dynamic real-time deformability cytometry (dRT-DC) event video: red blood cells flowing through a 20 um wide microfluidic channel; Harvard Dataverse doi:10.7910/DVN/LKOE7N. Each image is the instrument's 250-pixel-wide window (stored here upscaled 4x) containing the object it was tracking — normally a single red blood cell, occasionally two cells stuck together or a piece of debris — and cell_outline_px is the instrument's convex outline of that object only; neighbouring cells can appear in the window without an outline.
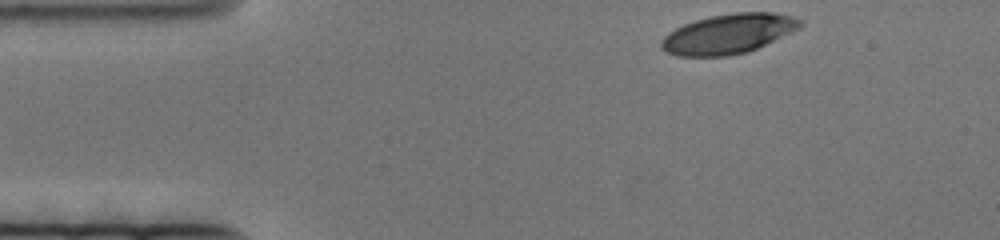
{"species": "human", "species_latin": "Homo sapiens", "temperature_condition": "cold", "stored_images_in_passage": 71, "camera_frame_rate_fps": 3000, "um_per_image_px": 0.085, "donor": {"sex": "female"}, "frame": {"image": 1, "passage_image": 1, "time_ms": 0.0, "image_size_px": [1000, 240], "cell_outline_px": [[804, 24], [800, 28], [748, 52], [728, 56], [676, 56], [660, 48], [660, 40], [668, 32], [684, 24], [696, 20], [712, 16], [736, 12], [772, 12], [792, 16], [804, 20]], "centroid_in_image_um": [61.92, 2.87], "position_along_channel_um": 23.1, "area_um2": 32.19}}
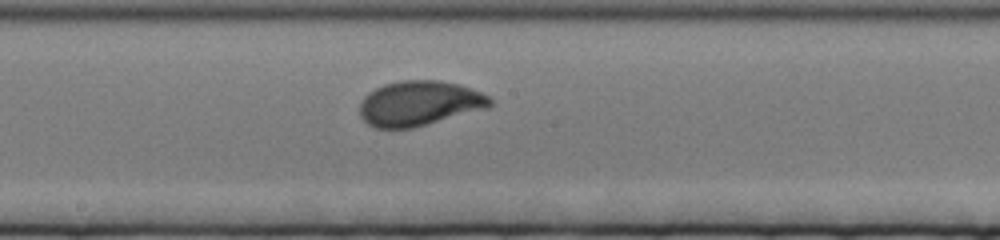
{"frame": {"image": 2, "passage_image": 32, "time_ms": 10.333, "image_size_px": [1000, 240], "cell_outline_px": [[492, 104], [488, 108], [412, 128], [376, 128], [368, 124], [360, 116], [360, 104], [364, 96], [368, 92], [384, 84], [404, 80], [440, 80], [460, 84], [480, 92], [488, 96], [492, 100]], "centroid_in_image_um": [35.64, 8.78], "position_along_channel_um": 212.6, "area_um2": 34.1}}
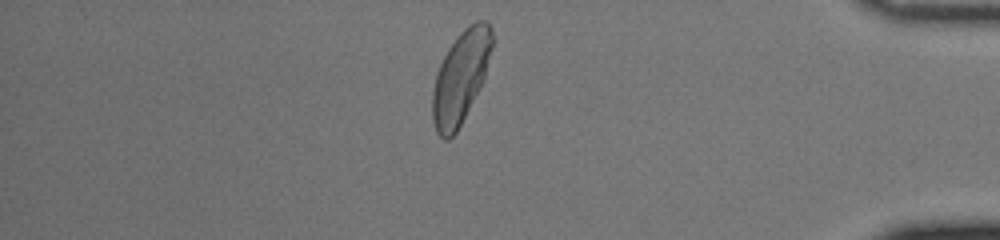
{"frame": {"image": 3, "passage_image": 59, "time_ms": 19.333, "image_size_px": [1000, 240], "cell_outline_px": [[496, 40], [480, 88], [456, 132], [448, 140], [444, 140], [436, 132], [432, 120], [432, 92], [436, 76], [440, 64], [448, 48], [460, 32], [468, 24], [476, 20], [488, 20], [492, 28]], "centroid_in_image_um": [39.19, 6.5], "position_along_channel_um": 396.0, "area_um2": 32.43}}